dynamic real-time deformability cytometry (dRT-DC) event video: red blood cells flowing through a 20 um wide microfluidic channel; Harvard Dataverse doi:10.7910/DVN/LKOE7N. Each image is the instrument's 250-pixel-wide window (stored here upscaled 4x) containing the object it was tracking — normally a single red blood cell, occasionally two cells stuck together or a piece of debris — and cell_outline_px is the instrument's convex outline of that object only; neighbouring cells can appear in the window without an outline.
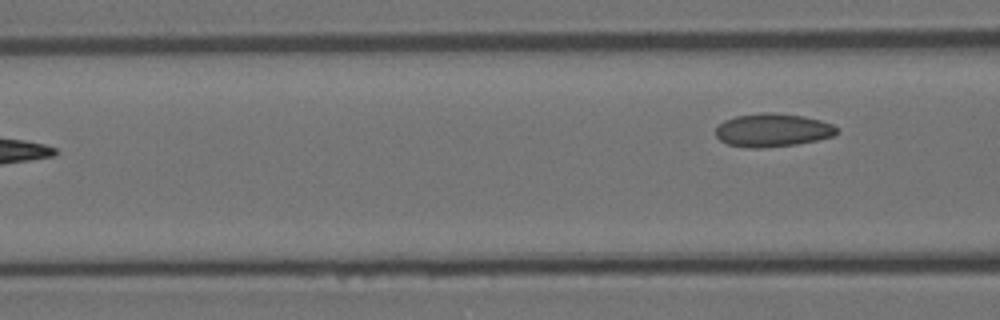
{"species": "Egyptian fruit bat (a non-hibernating species)", "species_latin": "Rousettus aegyptiacus", "temperature_condition": "room temperature", "stored_images_in_passage": 7, "camera_frame_rate_fps": 3000, "um_per_image_px": 0.085, "animal": {"sex": "female"}, "frame": {"image": 1, "passage_image": 7, "time_ms": 2.0, "image_size_px": [1000, 320], "cell_outline_px": [[840, 132], [832, 136], [816, 140], [796, 144], [760, 148], [748, 148], [728, 144], [720, 140], [716, 136], [716, 128], [724, 120], [736, 116], [764, 112], [768, 112], [804, 116], [820, 120], [832, 124], [840, 128]], "centroid_in_image_um": [65.69, 11.06], "position_along_channel_um": 100.9, "area_um2": 23.47}}